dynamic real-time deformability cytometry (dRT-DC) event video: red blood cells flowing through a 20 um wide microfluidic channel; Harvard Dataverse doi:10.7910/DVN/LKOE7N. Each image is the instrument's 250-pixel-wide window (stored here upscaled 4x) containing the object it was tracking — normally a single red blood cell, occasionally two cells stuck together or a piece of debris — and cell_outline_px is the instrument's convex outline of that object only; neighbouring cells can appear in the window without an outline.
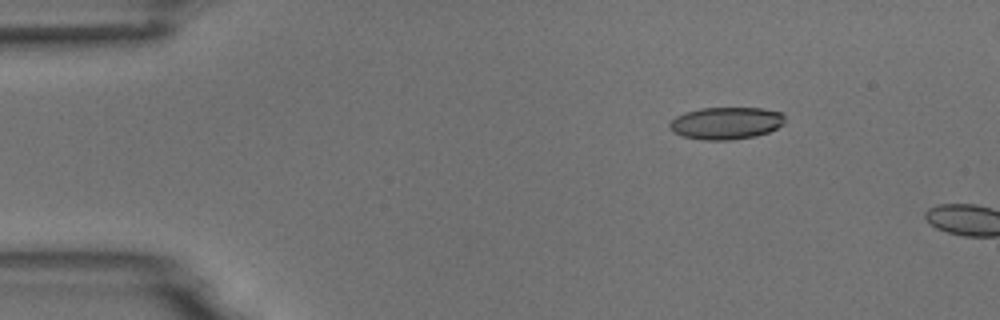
{"species": "common noctule bat (a hibernating species)", "species_latin": "Nyctalus noctula", "temperature_condition": "room temperature", "stored_images_in_passage": 4, "camera_frame_rate_fps": 3000, "um_per_image_px": 0.085, "animal": {"sex": "male", "body_mass_g": 18.8}, "frame": {"image": 1, "passage_image": 3, "time_ms": 2.333, "image_size_px": [1000, 320], "cell_outline_px": [[784, 124], [768, 132], [756, 136], [728, 140], [704, 140], [684, 136], [672, 132], [668, 128], [668, 124], [676, 116], [684, 112], [700, 108], [760, 108], [780, 112], [784, 116]], "centroid_in_image_um": [61.68, 10.46], "position_along_channel_um": 23.3, "area_um2": 21.68}}